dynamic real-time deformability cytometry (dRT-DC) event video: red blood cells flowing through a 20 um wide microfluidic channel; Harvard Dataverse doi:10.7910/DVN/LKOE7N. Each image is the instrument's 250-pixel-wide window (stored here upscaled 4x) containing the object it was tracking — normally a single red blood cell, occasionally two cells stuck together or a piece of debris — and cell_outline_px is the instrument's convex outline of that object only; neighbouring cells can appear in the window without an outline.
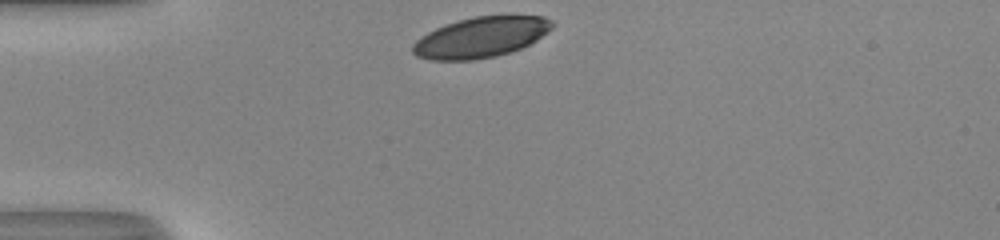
{"species": "human", "species_latin": "Homo sapiens", "temperature_condition": "room temperature", "stored_images_in_passage": 29, "camera_frame_rate_fps": 3000, "um_per_image_px": 0.085, "donor": {"sex": "male"}, "frame": {"image": 1, "passage_image": 1, "time_ms": 0.0, "image_size_px": [1000, 240], "cell_outline_px": [[552, 28], [536, 40], [520, 48], [496, 56], [472, 60], [428, 60], [416, 56], [412, 52], [412, 44], [420, 36], [444, 24], [472, 16], [544, 16], [552, 20]], "centroid_in_image_um": [40.81, 3.17], "position_along_channel_um": 44.2, "area_um2": 32.83}}
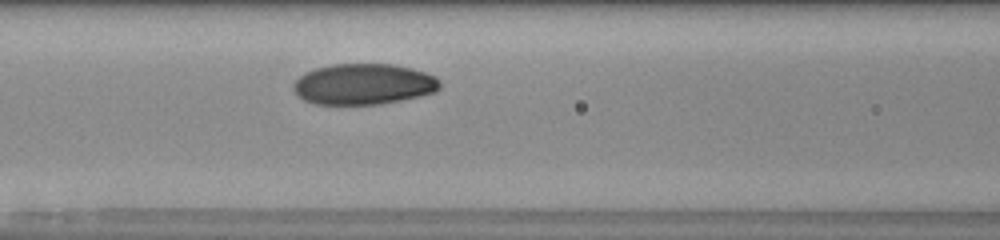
{"frame": {"image": 2, "passage_image": 10, "time_ms": 3.0, "image_size_px": [1000, 240], "cell_outline_px": [[440, 88], [436, 92], [400, 100], [380, 104], [316, 104], [304, 100], [296, 96], [292, 88], [292, 84], [304, 72], [316, 68], [332, 64], [392, 64], [412, 68], [436, 76], [440, 80]], "centroid_in_image_um": [30.88, 7.15], "position_along_channel_um": 135.7, "area_um2": 35.08}}
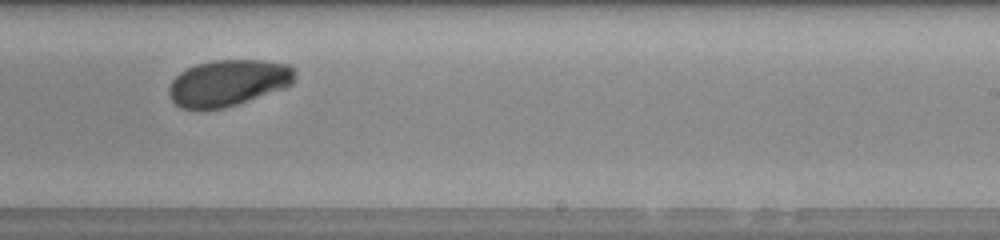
{"frame": {"image": 3, "passage_image": 20, "time_ms": 6.333, "image_size_px": [1000, 240], "cell_outline_px": [[296, 72], [292, 84], [284, 88], [236, 104], [220, 108], [180, 108], [168, 96], [168, 88], [172, 80], [180, 72], [196, 64], [212, 60], [264, 60], [288, 64], [296, 68]], "centroid_in_image_um": [19.4, 7.02], "position_along_channel_um": 269.6, "area_um2": 33.87}, "authors_computed_cell_mechanics": {"area_um2": 34.8534, "velocity_mm_per_s": 4.0319, "shape_relaxation_time_tau1_ms": 2.8145, "shape_relaxation_time_tau2_ms": null, "deformation_change_tau1": 0.1184, "deformation_change_tau2": null}}